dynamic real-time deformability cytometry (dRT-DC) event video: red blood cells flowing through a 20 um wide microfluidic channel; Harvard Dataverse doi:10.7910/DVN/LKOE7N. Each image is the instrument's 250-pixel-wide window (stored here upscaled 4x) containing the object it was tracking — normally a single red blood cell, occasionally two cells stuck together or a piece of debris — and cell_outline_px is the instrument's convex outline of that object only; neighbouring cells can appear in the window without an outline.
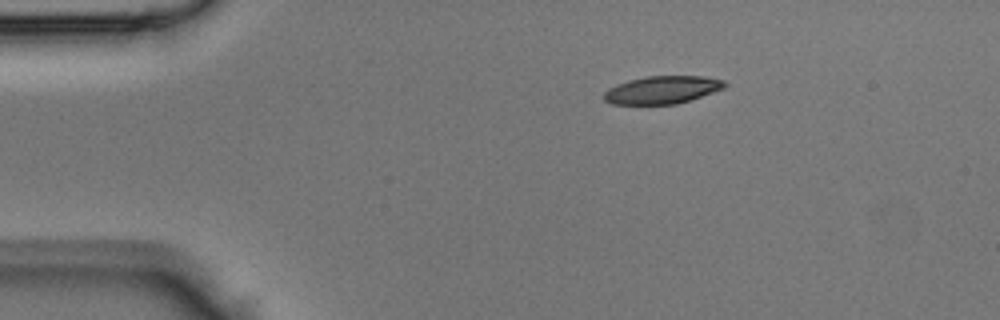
{"species": "Egyptian fruit bat (a non-hibernating species)", "species_latin": "Rousettus aegyptiacus", "temperature_condition": "room temperature", "stored_images_in_passage": 37, "camera_frame_rate_fps": 3000, "um_per_image_px": 0.085, "animal": {"sex": "male"}, "frame": {"image": 1, "passage_image": 1, "time_ms": 0.0, "image_size_px": [1000, 320], "cell_outline_px": [[728, 84], [724, 88], [676, 104], [612, 104], [604, 100], [604, 92], [608, 88], [616, 84], [628, 80], [644, 76], [704, 76], [724, 80]], "centroid_in_image_um": [56.26, 7.62], "position_along_channel_um": 28.7, "area_um2": 19.48}}
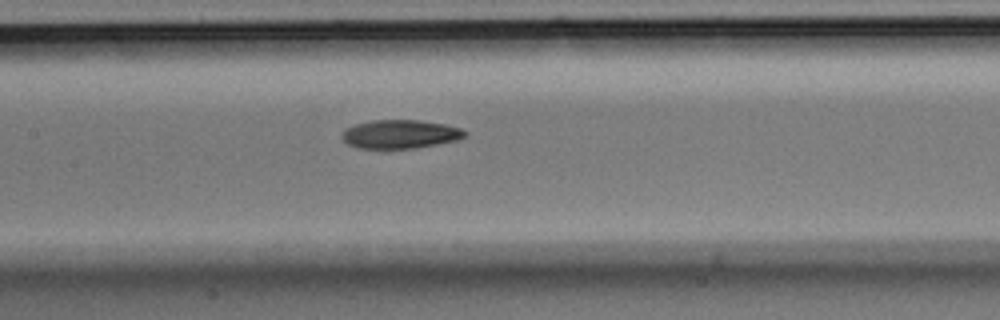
{"frame": {"image": 2, "passage_image": 14, "time_ms": 4.333, "image_size_px": [1000, 320], "cell_outline_px": [[468, 136], [460, 140], [416, 148], [356, 148], [348, 144], [340, 136], [344, 128], [356, 124], [372, 120], [420, 120], [444, 124], [460, 128], [468, 132]], "centroid_in_image_um": [34.04, 11.4], "position_along_channel_um": 173.4, "area_um2": 20.75}}
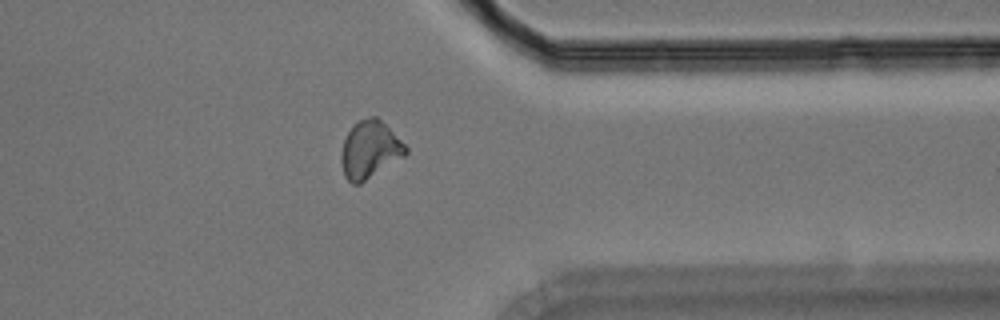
{"frame": {"image": 3, "passage_image": 28, "time_ms": 9.0, "image_size_px": [1000, 320], "cell_outline_px": [[408, 152], [404, 156], [360, 184], [352, 184], [344, 176], [340, 160], [340, 152], [344, 140], [348, 132], [360, 120], [368, 116], [376, 116], [408, 148]], "centroid_in_image_um": [31.4, 12.75], "position_along_channel_um": 380.0, "area_um2": 21.27}}